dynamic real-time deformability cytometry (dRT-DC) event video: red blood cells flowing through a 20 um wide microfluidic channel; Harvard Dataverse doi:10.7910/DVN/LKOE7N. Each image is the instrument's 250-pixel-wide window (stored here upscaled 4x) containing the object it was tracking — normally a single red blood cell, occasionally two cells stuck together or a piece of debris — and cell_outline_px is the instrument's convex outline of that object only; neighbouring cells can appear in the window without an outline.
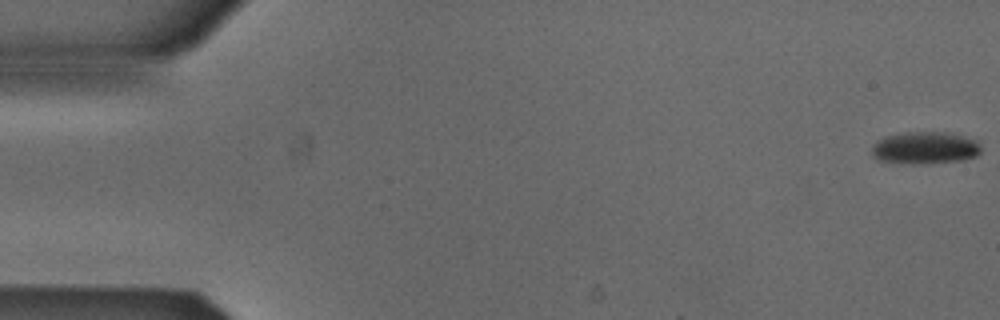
{"species": "Egyptian fruit bat (a non-hibernating species)", "species_latin": "Rousettus aegyptiacus", "temperature_condition": "cold", "stored_images_in_passage": 6, "camera_frame_rate_fps": 3000, "um_per_image_px": 0.085, "animal": {"sex": "male"}, "frame": {"image": 1, "passage_image": 1, "time_ms": 0.0, "image_size_px": [1000, 320], "cell_outline_px": [[980, 152], [976, 156], [960, 160], [928, 164], [900, 164], [876, 160], [872, 156], [872, 148], [880, 140], [888, 136], [908, 132], [948, 132], [976, 140], [980, 144]], "centroid_in_image_um": [78.62, 12.59], "position_along_channel_um": 6.4, "area_um2": 20.58}}
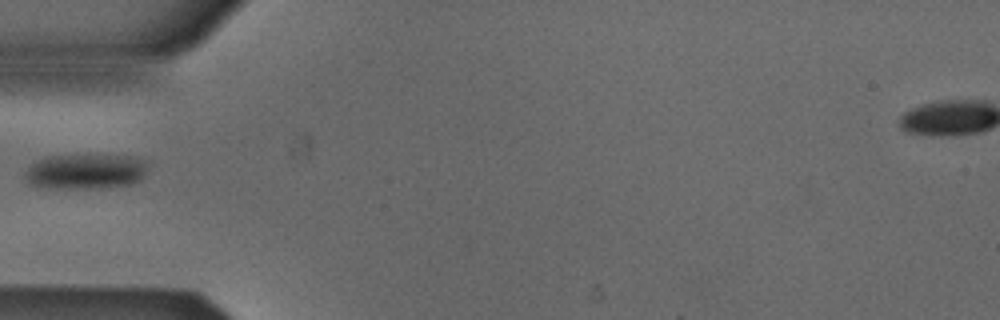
{"frame": {"image": 2, "passage_image": 5, "time_ms": 1.333, "image_size_px": [1000, 320], "cell_outline_px": [[148, 164], [144, 176], [140, 180], [132, 184], [92, 188], [48, 188], [32, 184], [24, 176], [28, 168], [32, 164], [44, 156], [88, 152], [132, 156], [144, 160]], "centroid_in_image_um": [7.31, 14.51], "position_along_channel_um": 77.7, "area_um2": 26.07}}
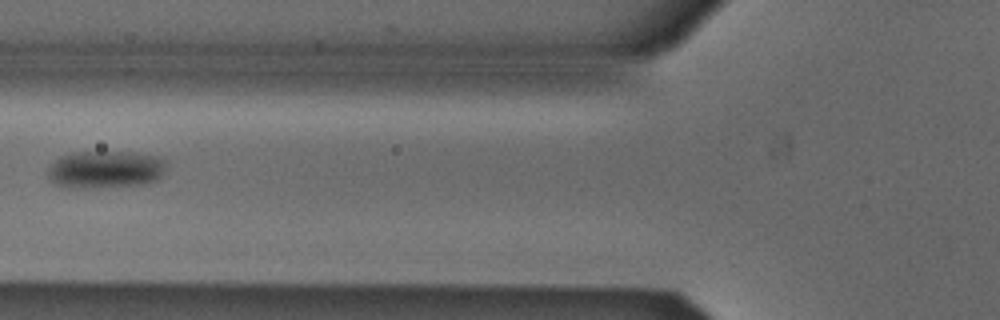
{"frame": {"image": 3, "passage_image": 6, "time_ms": 1.667, "image_size_px": [1000, 320], "cell_outline_px": [[164, 168], [160, 176], [156, 180], [148, 184], [84, 188], [68, 188], [56, 184], [48, 176], [48, 172], [52, 164], [60, 156], [72, 152], [132, 152], [156, 156], [164, 160]], "centroid_in_image_um": [8.94, 14.41], "position_along_channel_um": 116.9, "area_um2": 25.72}}